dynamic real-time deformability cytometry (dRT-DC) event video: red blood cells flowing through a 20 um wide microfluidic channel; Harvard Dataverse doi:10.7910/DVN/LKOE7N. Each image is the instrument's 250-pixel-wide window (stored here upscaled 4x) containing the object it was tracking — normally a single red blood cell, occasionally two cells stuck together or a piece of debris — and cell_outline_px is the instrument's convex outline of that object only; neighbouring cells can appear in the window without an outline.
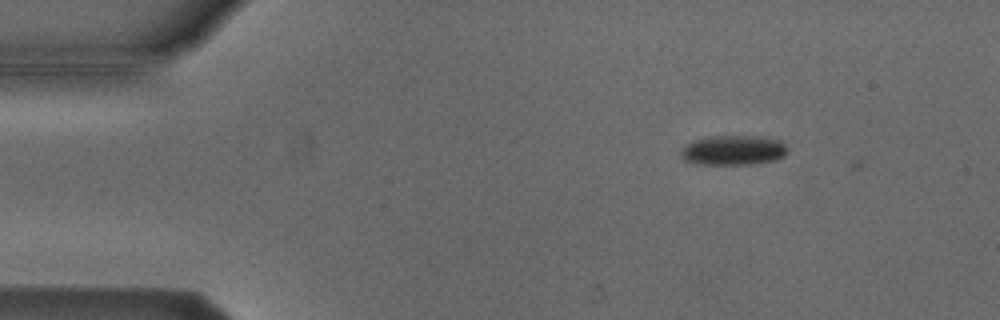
{"species": "Egyptian fruit bat (a non-hibernating species)", "species_latin": "Rousettus aegyptiacus", "temperature_condition": "cold", "stored_images_in_passage": 3, "camera_frame_rate_fps": 3000, "um_per_image_px": 0.085, "animal": {"sex": "male"}, "frame": {"image": 1, "passage_image": 2, "time_ms": 0.333, "image_size_px": [1000, 320], "cell_outline_px": [[788, 152], [784, 156], [776, 160], [752, 164], [700, 164], [684, 160], [680, 156], [680, 152], [688, 144], [696, 140], [712, 136], [760, 136], [784, 140], [788, 148]], "centroid_in_image_um": [62.42, 12.76], "position_along_channel_um": 22.6, "area_um2": 18.61}}